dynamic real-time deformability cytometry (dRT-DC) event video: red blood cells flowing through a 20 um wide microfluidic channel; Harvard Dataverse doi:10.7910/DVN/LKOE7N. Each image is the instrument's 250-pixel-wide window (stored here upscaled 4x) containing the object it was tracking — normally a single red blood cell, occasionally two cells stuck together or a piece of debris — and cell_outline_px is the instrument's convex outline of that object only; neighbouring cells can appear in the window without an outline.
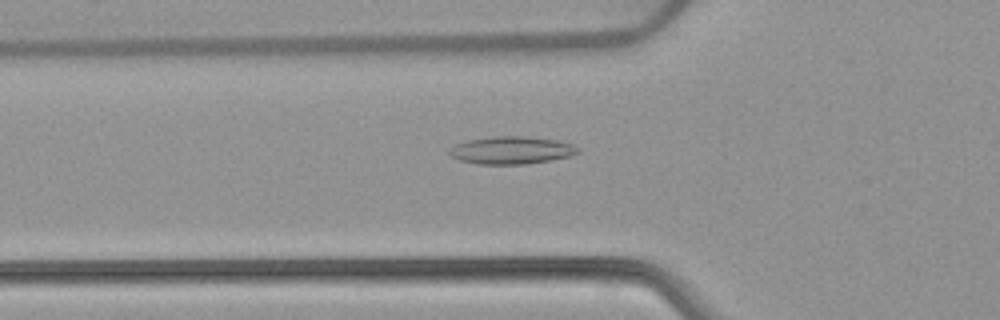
{"species": "common noctule bat (a hibernating species)", "species_latin": "Nyctalus noctula", "temperature_condition": "warm", "stored_images_in_passage": 52, "camera_frame_rate_fps": 3000, "um_per_image_px": 0.085, "animal": {"sex": "female", "body_mass_g": 22.7, "forearm_length_mm": 54.2}, "frame": {"image": 1, "passage_image": 18, "time_ms": 5.667, "image_size_px": [1000, 320], "cell_outline_px": [[580, 152], [572, 156], [552, 160], [524, 164], [476, 164], [460, 160], [452, 156], [448, 152], [456, 144], [468, 140], [492, 136], [524, 136], [556, 140], [572, 144], [580, 148]], "centroid_in_image_um": [43.52, 12.77], "position_along_channel_um": 82.3, "area_um2": 20.69}}
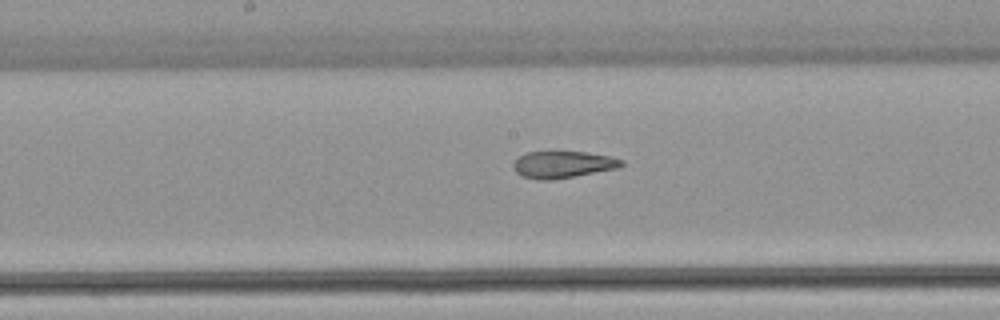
{"frame": {"image": 2, "passage_image": 27, "time_ms": 8.667, "image_size_px": [1000, 320], "cell_outline_px": [[624, 164], [616, 168], [552, 180], [540, 180], [520, 176], [512, 168], [512, 164], [520, 156], [528, 152], [584, 152], [612, 156], [624, 160]], "centroid_in_image_um": [47.82, 13.98], "position_along_channel_um": 200.4, "area_um2": 16.82}}
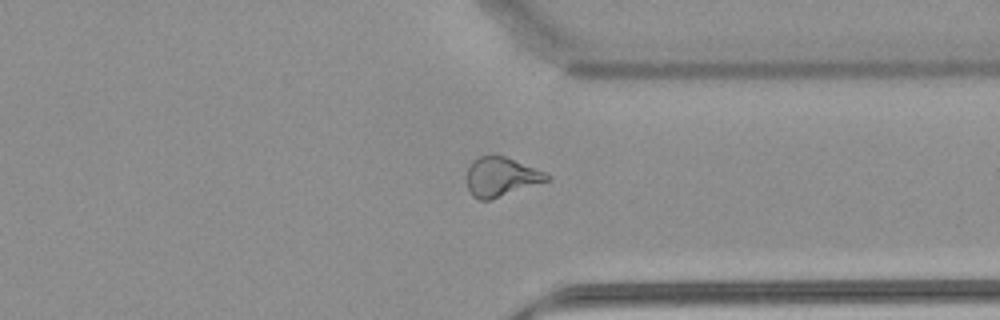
{"frame": {"image": 3, "passage_image": 40, "time_ms": 13.0, "image_size_px": [1000, 320], "cell_outline_px": [[552, 176], [548, 180], [488, 200], [480, 200], [472, 196], [468, 188], [468, 168], [472, 160], [480, 156], [504, 156], [544, 172]], "centroid_in_image_um": [42.56, 15.03], "position_along_channel_um": 368.8, "area_um2": 17.69}, "authors_computed_cell_mechanics": {"area_um2": 19.4497, "velocity_mm_per_s": 3.9112, "shape_relaxation_time_tau1_ms": null, "shape_relaxation_time_tau2_ms": 1.8486, "deformation_change_tau1": null, "deformation_change_tau2": 0.1001}}